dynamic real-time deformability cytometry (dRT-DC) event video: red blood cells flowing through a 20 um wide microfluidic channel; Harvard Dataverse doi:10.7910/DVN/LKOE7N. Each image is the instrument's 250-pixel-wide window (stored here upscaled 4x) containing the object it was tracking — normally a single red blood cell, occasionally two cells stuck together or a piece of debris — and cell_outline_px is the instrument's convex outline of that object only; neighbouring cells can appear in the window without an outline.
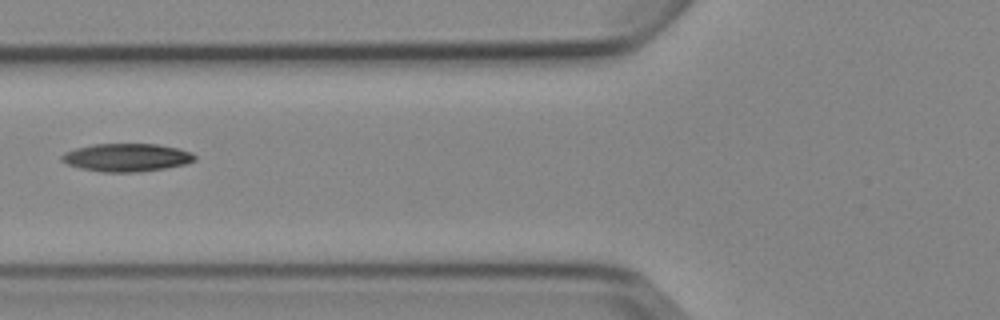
{"species": "Egyptian fruit bat (a non-hibernating species)", "species_latin": "Rousettus aegyptiacus", "temperature_condition": "cold", "stored_images_in_passage": 2, "camera_frame_rate_fps": 3000, "um_per_image_px": 0.085, "animal": {"sex": "female"}, "frame": {"image": 1, "passage_image": 2, "time_ms": 1.0, "image_size_px": [1000, 320], "cell_outline_px": [[196, 160], [184, 164], [164, 168], [136, 172], [100, 172], [80, 168], [68, 164], [60, 160], [60, 156], [64, 152], [76, 148], [92, 144], [156, 144], [180, 148], [192, 152], [196, 156]], "centroid_in_image_um": [10.75, 13.38], "position_along_channel_um": 115.0, "area_um2": 21.79}}